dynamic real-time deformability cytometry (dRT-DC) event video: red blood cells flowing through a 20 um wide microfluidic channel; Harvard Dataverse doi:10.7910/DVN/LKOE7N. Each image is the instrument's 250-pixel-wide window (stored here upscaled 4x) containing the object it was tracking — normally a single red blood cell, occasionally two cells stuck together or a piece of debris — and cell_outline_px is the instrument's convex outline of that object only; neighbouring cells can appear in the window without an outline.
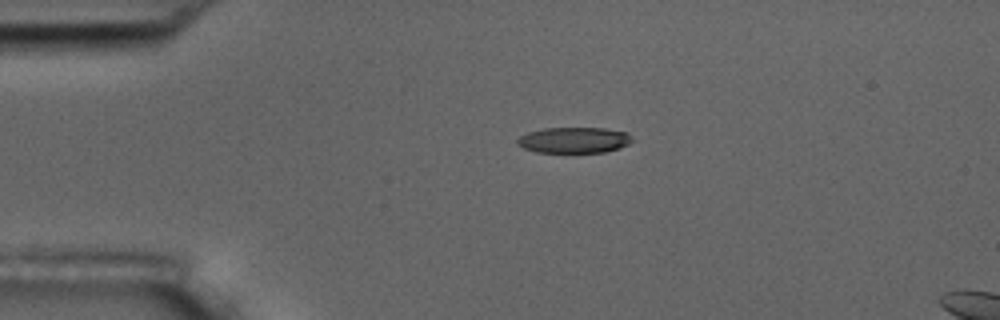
{"species": "common noctule bat (a hibernating species)", "species_latin": "Nyctalus noctula", "temperature_condition": "room temperature", "stored_images_in_passage": 4, "camera_frame_rate_fps": 3000, "um_per_image_px": 0.085, "animal": {"sex": "male", "body_mass_g": 17.5, "forearm_length_mm": 52.3}, "frame": {"image": 1, "passage_image": 2, "time_ms": 1.0, "image_size_px": [1000, 320], "cell_outline_px": [[632, 140], [628, 144], [620, 148], [604, 152], [536, 152], [524, 148], [516, 144], [516, 140], [520, 136], [528, 132], [544, 128], [604, 128], [628, 132], [632, 136]], "centroid_in_image_um": [48.8, 11.9], "position_along_channel_um": 36.2, "area_um2": 17.34}}